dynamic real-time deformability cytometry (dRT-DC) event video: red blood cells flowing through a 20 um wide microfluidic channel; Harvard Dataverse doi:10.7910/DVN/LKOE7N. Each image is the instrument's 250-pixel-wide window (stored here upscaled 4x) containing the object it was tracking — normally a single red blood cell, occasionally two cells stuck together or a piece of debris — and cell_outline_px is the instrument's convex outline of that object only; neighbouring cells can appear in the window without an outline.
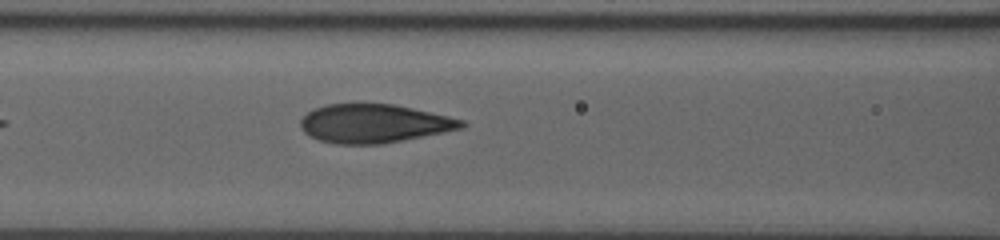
{"species": "human", "species_latin": "Homo sapiens", "temperature_condition": "room temperature", "stored_images_in_passage": 32, "camera_frame_rate_fps": 3000, "um_per_image_px": 0.085, "donor": {"sex": "male"}, "frame": {"image": 1, "passage_image": 8, "time_ms": 2.333, "image_size_px": [1000, 240], "cell_outline_px": [[468, 124], [464, 128], [404, 140], [380, 144], [336, 144], [320, 140], [308, 136], [300, 128], [300, 120], [312, 108], [328, 104], [392, 104], [412, 108], [448, 116], [464, 120]], "centroid_in_image_um": [31.78, 10.5], "position_along_channel_um": 134.8, "area_um2": 36.3}}
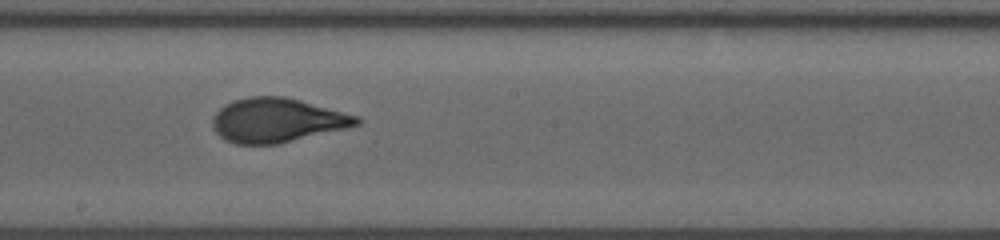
{"frame": {"image": 2, "passage_image": 15, "time_ms": 4.667, "image_size_px": [1000, 240], "cell_outline_px": [[364, 120], [360, 124], [348, 128], [280, 144], [236, 144], [224, 140], [216, 132], [212, 124], [212, 120], [216, 112], [224, 104], [248, 96], [284, 96], [300, 100], [360, 116]], "centroid_in_image_um": [23.59, 10.23], "position_along_channel_um": 224.6, "area_um2": 37.45}}
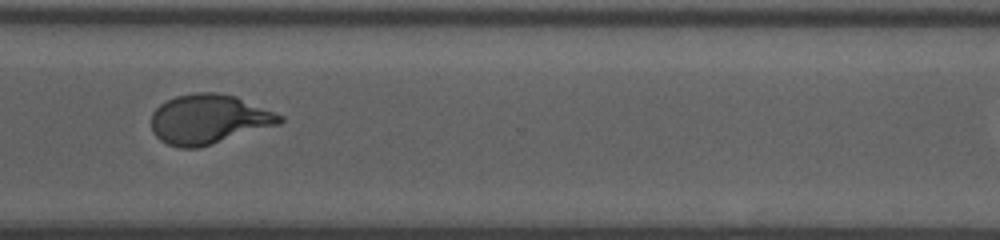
{"frame": {"image": 3, "passage_image": 25, "time_ms": 8.0, "image_size_px": [1000, 240], "cell_outline_px": [[284, 120], [280, 124], [200, 148], [180, 148], [168, 144], [160, 140], [152, 132], [152, 112], [160, 104], [176, 96], [200, 92], [216, 92], [236, 96], [284, 116]], "centroid_in_image_um": [17.75, 10.14], "position_along_channel_um": 352.9, "area_um2": 37.17}}